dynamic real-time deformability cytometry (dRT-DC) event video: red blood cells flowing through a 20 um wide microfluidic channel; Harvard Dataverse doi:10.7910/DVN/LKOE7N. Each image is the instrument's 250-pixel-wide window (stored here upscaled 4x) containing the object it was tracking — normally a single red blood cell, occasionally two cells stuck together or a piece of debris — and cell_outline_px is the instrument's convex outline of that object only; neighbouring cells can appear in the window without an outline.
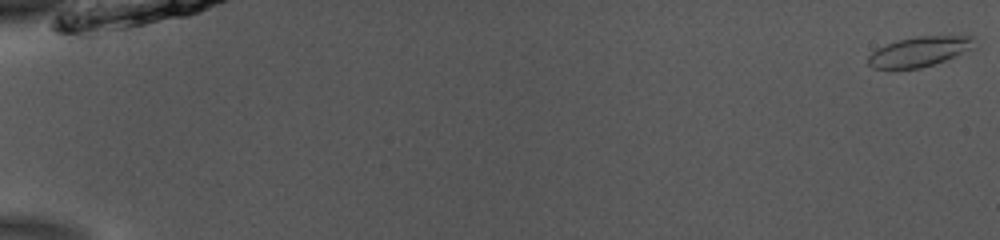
{"species": "common noctule bat (a hibernating species)", "species_latin": "Nyctalus noctula", "temperature_condition": "room temperature", "stored_images_in_passage": 53, "camera_frame_rate_fps": 3000, "um_per_image_px": 0.085, "animal": {"sex": "male", "body_mass_g": 13.0, "forearm_length_mm": 53.1}, "frame": {"image": 1, "passage_image": 1, "time_ms": 0.0, "image_size_px": [1000, 240], "cell_outline_px": [[976, 48], [944, 60], [920, 68], [892, 72], [872, 68], [868, 64], [868, 56], [876, 48], [896, 40], [916, 36], [976, 36]], "centroid_in_image_um": [78.1, 4.42], "position_along_channel_um": 6.9, "area_um2": 19.31}}
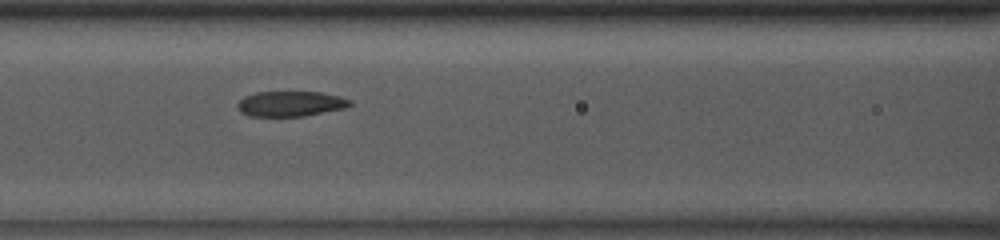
{"frame": {"image": 2, "passage_image": 25, "time_ms": 8.0, "image_size_px": [1000, 240], "cell_outline_px": [[352, 104], [348, 108], [304, 116], [248, 116], [240, 112], [236, 108], [236, 104], [244, 96], [256, 92], [320, 92], [340, 96], [352, 100]], "centroid_in_image_um": [24.71, 8.82], "position_along_channel_um": 141.9, "area_um2": 16.82}}
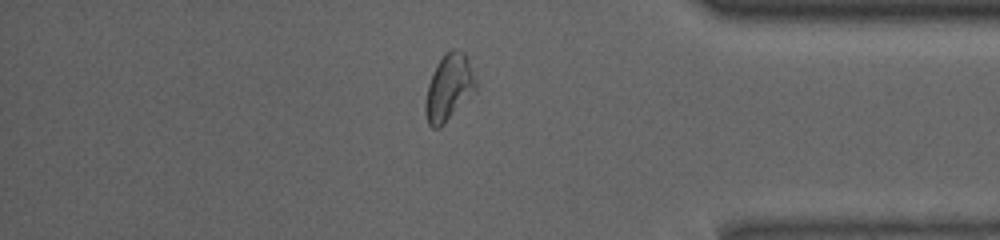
{"frame": {"image": 3, "passage_image": 46, "time_ms": 15.0, "image_size_px": [1000, 240], "cell_outline_px": [[476, 88], [444, 124], [440, 128], [432, 128], [428, 124], [424, 112], [424, 104], [428, 84], [432, 72], [436, 64], [444, 52], [452, 48], [464, 52], [476, 84]], "centroid_in_image_um": [38.08, 7.44], "position_along_channel_um": 397.1, "area_um2": 19.19}, "authors_computed_cell_mechanics": {"area_um2": 18.0914, "velocity_mm_per_s": 3.8876, "shape_relaxation_time_tau1_ms": 5.0656, "shape_relaxation_time_tau2_ms": 1.9428, "deformation_change_tau1": 0.1538, "deformation_change_tau2": 0.075}}